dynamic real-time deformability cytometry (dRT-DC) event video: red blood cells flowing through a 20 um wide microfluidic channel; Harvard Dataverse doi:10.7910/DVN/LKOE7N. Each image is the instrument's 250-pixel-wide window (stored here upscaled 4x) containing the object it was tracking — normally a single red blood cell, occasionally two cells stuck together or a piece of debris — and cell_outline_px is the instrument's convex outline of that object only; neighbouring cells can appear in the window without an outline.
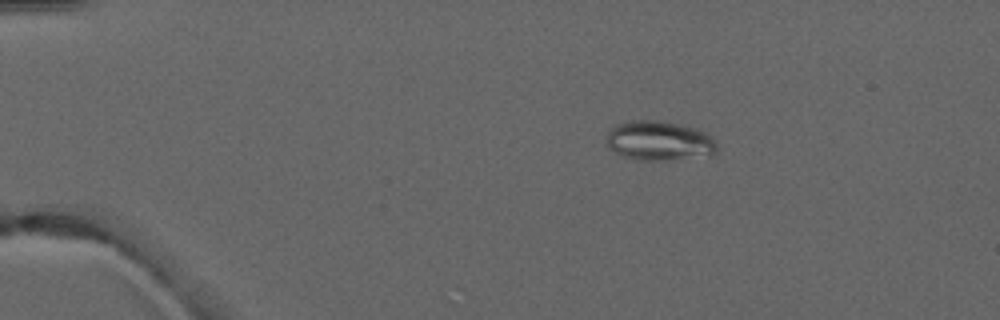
{"species": "common noctule bat (a hibernating species)", "species_latin": "Nyctalus noctula", "temperature_condition": "warm", "stored_images_in_passage": 5, "camera_frame_rate_fps": 3000, "um_per_image_px": 0.085, "animal": {"sex": "male", "forearm_length_mm": 52.5}, "frame": {"image": 1, "passage_image": 3, "time_ms": 2.333, "image_size_px": [1000, 320], "cell_outline_px": [[716, 152], [712, 156], [664, 160], [636, 160], [620, 156], [612, 152], [608, 148], [608, 132], [616, 124], [628, 120], [656, 120], [696, 128], [708, 132], [716, 140]], "centroid_in_image_um": [56.05, 11.98], "position_along_channel_um": 29.0, "area_um2": 25.89}}